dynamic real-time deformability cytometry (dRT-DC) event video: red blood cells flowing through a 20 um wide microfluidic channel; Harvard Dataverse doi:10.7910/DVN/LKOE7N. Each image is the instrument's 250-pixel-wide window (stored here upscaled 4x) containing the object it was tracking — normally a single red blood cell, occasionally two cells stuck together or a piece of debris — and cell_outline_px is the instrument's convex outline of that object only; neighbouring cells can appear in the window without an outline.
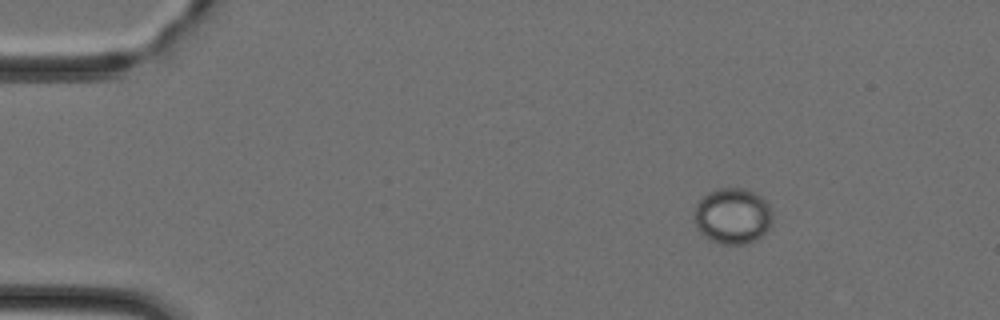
{"species": "Egyptian fruit bat (a non-hibernating species)", "species_latin": "Rousettus aegyptiacus", "temperature_condition": "cold", "stored_images_in_passage": 43, "camera_frame_rate_fps": 3000, "um_per_image_px": 0.085, "animal": {"sex": "female"}, "frame": {"image": 1, "passage_image": 3, "time_ms": 0.667, "image_size_px": [1000, 320], "cell_outline_px": [[772, 228], [756, 240], [744, 244], [720, 244], [704, 236], [696, 228], [696, 204], [708, 192], [720, 188], [744, 188], [760, 196], [768, 204], [772, 212]], "centroid_in_image_um": [62.31, 18.37], "position_along_channel_um": 22.7, "area_um2": 25.49}}
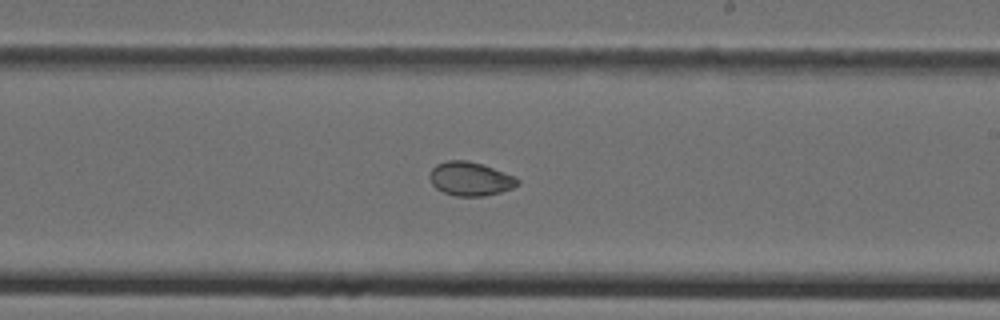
{"frame": {"image": 2, "passage_image": 24, "time_ms": 7.667, "image_size_px": [1000, 320], "cell_outline_px": [[520, 184], [512, 188], [500, 192], [484, 196], [456, 196], [444, 192], [436, 188], [432, 184], [428, 176], [432, 168], [436, 164], [448, 160], [468, 160], [516, 176], [520, 180]], "centroid_in_image_um": [39.97, 15.2], "position_along_channel_um": 249.0, "area_um2": 17.34}}
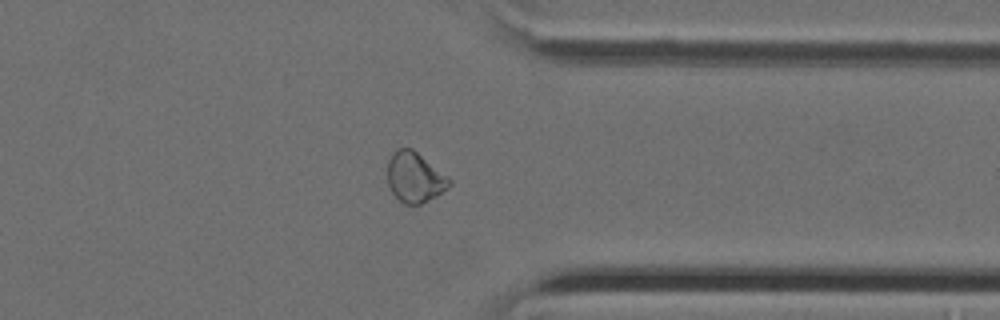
{"frame": {"image": 3, "passage_image": 33, "time_ms": 10.667, "image_size_px": [1000, 320], "cell_outline_px": [[452, 184], [448, 188], [436, 196], [420, 204], [404, 204], [392, 192], [388, 184], [388, 160], [392, 152], [396, 148], [412, 148], [452, 180]], "centroid_in_image_um": [35.25, 15.06], "position_along_channel_um": 376.2, "area_um2": 17.98}}